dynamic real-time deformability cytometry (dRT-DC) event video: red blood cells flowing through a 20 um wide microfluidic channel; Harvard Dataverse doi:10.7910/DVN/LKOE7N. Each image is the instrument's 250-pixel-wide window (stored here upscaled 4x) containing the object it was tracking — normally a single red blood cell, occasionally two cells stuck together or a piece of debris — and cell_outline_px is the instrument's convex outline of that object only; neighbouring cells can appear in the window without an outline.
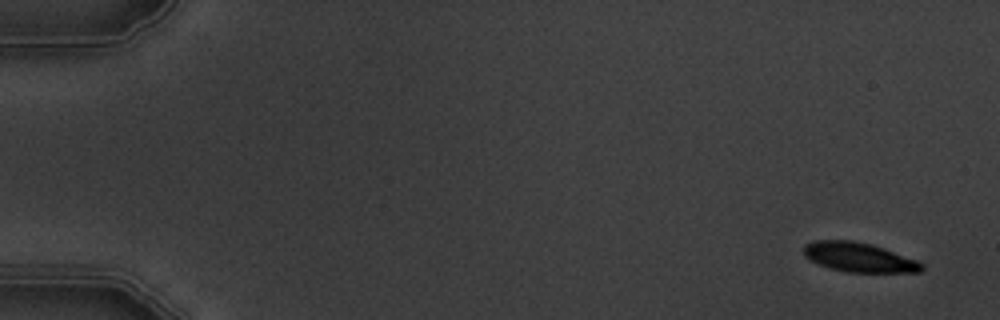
{"species": "common noctule bat (a hibernating species)", "species_latin": "Nyctalus noctula", "temperature_condition": "warm", "stored_images_in_passage": 6, "camera_frame_rate_fps": 3000, "um_per_image_px": 0.085, "animal": {"sex": "male", "body_mass_g": 19.5, "forearm_length_mm": 54.6}, "frame": {"image": 1, "passage_image": 1, "time_ms": 0.0, "image_size_px": [1000, 320], "cell_outline_px": [[924, 268], [920, 272], [848, 272], [832, 268], [808, 260], [804, 256], [804, 244], [812, 240], [852, 240], [872, 244], [884, 248], [916, 260], [924, 264]], "centroid_in_image_um": [72.99, 21.86], "position_along_channel_um": 12.0, "area_um2": 20.23}}